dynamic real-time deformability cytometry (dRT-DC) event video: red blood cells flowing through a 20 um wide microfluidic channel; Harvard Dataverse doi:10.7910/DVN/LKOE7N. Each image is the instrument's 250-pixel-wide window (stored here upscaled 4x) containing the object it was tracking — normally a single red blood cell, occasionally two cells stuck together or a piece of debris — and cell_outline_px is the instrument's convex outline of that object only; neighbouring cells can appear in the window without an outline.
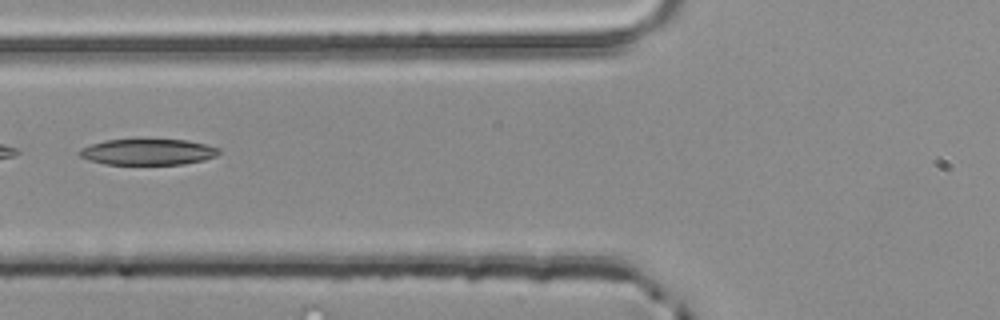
{"species": "common noctule bat (a hibernating species)", "species_latin": "Nyctalus noctula", "temperature_condition": "room temperature", "stored_images_in_passage": 4, "camera_frame_rate_fps": 3000, "um_per_image_px": 0.085, "animal": {"sex": "male", "body_mass_g": 20.4}, "frame": {"image": 1, "passage_image": 4, "time_ms": 1.0, "image_size_px": [1000, 320], "cell_outline_px": [[220, 152], [216, 156], [204, 160], [184, 164], [104, 164], [80, 156], [76, 152], [80, 148], [104, 140], [188, 140], [220, 148]], "centroid_in_image_um": [12.58, 12.92], "position_along_channel_um": 113.2, "area_um2": 20.98}}